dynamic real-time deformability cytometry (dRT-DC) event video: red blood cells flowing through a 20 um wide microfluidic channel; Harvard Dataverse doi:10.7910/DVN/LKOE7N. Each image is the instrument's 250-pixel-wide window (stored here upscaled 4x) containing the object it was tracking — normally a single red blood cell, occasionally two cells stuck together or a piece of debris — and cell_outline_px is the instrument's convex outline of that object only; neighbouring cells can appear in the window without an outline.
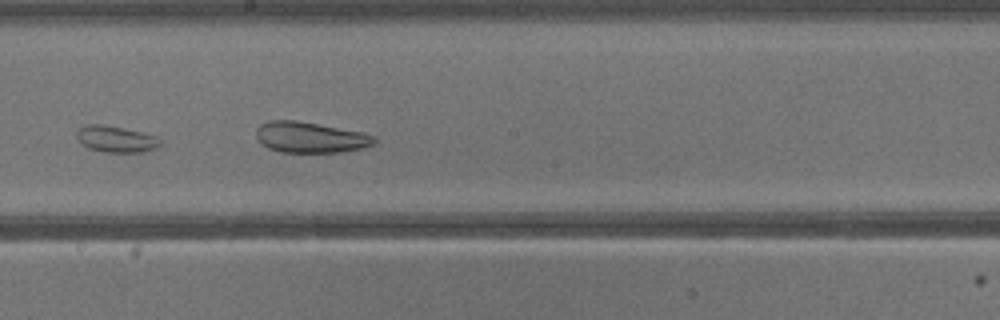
{"species": "common noctule bat (a hibernating species)", "species_latin": "Nyctalus noctula", "temperature_condition": "warm", "stored_images_in_passage": 40, "camera_frame_rate_fps": 3000, "um_per_image_px": 0.085, "animal": {"sex": "male", "body_mass_g": 13.3}, "frame": {"image": 1, "passage_image": 23, "time_ms": 7.333, "image_size_px": [1000, 320], "cell_outline_px": [[160, 144], [156, 148], [140, 152], [104, 152], [88, 148], [80, 144], [76, 136], [76, 132], [84, 124], [100, 124], [124, 128], [156, 136], [160, 140]], "centroid_in_image_um": [9.8, 11.82], "position_along_channel_um": 238.4, "area_um2": 12.83}}